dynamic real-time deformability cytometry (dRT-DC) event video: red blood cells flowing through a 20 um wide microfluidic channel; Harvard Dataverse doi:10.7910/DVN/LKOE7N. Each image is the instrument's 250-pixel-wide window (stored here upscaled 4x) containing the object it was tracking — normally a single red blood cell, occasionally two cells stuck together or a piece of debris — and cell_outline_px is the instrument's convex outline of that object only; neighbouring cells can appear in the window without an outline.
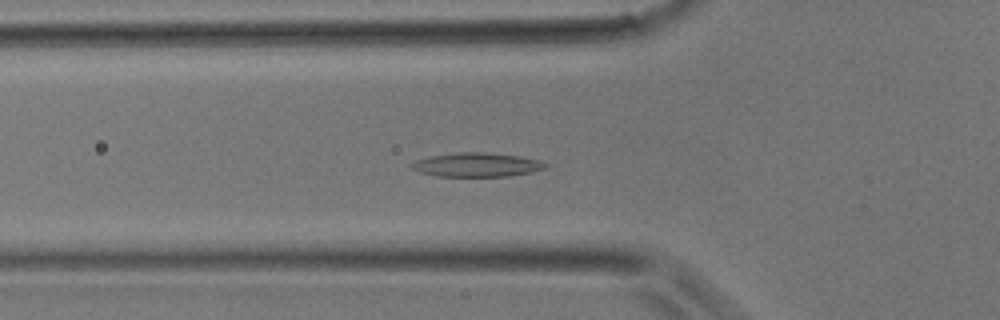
{"species": "common noctule bat (a hibernating species)", "species_latin": "Nyctalus noctula", "temperature_condition": "room temperature", "stored_images_in_passage": 38, "camera_frame_rate_fps": 3000, "um_per_image_px": 0.085, "animal": {"sex": "male", "body_mass_g": 17.9}, "frame": {"image": 1, "passage_image": 13, "time_ms": 4.0, "image_size_px": [1000, 320], "cell_outline_px": [[548, 164], [544, 168], [532, 172], [508, 176], [436, 176], [420, 172], [412, 168], [408, 164], [416, 160], [428, 156], [460, 152], [484, 152], [520, 156], [540, 160]], "centroid_in_image_um": [40.5, 14.0], "position_along_channel_um": 85.3, "area_um2": 18.73}}
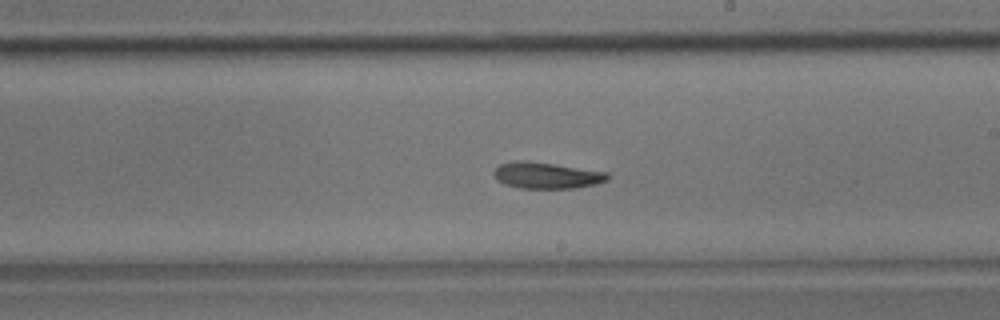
{"frame": {"image": 2, "passage_image": 22, "time_ms": 7.0, "image_size_px": [1000, 320], "cell_outline_px": [[608, 180], [596, 184], [576, 188], [520, 188], [504, 184], [496, 180], [492, 172], [500, 164], [516, 160], [528, 160], [608, 172]], "centroid_in_image_um": [46.43, 14.9], "position_along_channel_um": 242.6, "area_um2": 17.57}}
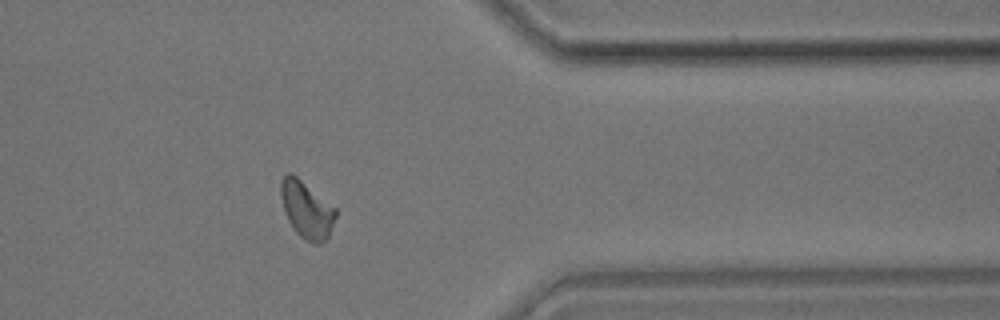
{"frame": {"image": 3, "passage_image": 31, "time_ms": 10.0, "image_size_px": [1000, 320], "cell_outline_px": [[336, 216], [328, 236], [320, 244], [316, 244], [304, 240], [296, 232], [288, 220], [284, 212], [280, 196], [280, 180], [288, 172], [292, 172], [336, 208]], "centroid_in_image_um": [26.04, 17.8], "position_along_channel_um": 385.4, "area_um2": 18.26}}